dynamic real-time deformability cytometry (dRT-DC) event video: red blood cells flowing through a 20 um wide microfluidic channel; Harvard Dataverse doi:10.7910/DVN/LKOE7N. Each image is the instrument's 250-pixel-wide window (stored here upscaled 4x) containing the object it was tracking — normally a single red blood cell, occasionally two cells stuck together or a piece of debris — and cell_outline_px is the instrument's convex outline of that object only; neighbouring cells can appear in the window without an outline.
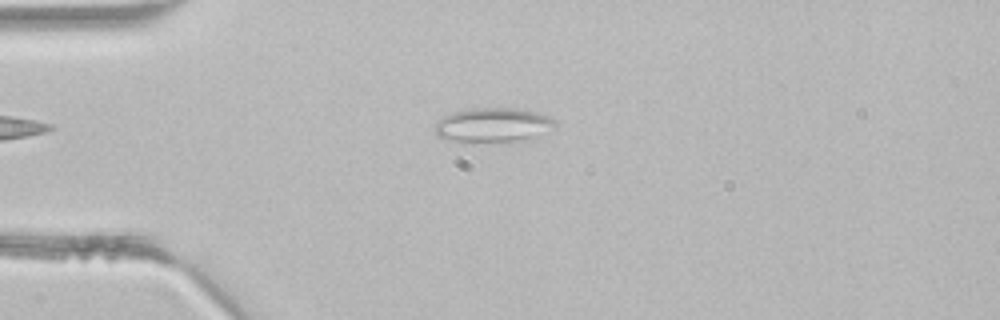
{"species": "common noctule bat (a hibernating species)", "species_latin": "Nyctalus noctula", "temperature_condition": "room temperature", "stored_images_in_passage": 3, "camera_frame_rate_fps": 3000, "um_per_image_px": 0.085, "animal": {"sex": "male", "body_mass_g": 21.5, "forearm_length_mm": 52.0}, "frame": {"image": 1, "passage_image": 3, "time_ms": 0.667, "image_size_px": [1000, 320], "cell_outline_px": [[556, 124], [540, 136], [524, 140], [452, 140], [436, 136], [436, 124], [444, 116], [452, 112], [472, 108], [520, 108], [536, 112], [548, 116], [556, 120]], "centroid_in_image_um": [41.96, 10.59], "position_along_channel_um": 43.0, "area_um2": 23.47}}